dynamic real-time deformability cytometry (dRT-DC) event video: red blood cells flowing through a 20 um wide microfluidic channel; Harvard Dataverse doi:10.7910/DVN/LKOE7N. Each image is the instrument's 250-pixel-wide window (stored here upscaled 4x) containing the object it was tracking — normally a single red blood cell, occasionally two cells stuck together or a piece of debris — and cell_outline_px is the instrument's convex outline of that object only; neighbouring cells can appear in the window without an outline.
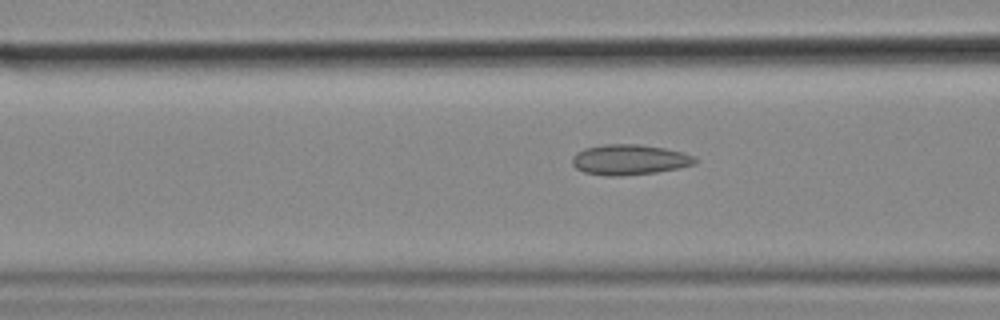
{"species": "common noctule bat (a hibernating species)", "species_latin": "Nyctalus noctula", "temperature_condition": "cold", "stored_images_in_passage": 10, "camera_frame_rate_fps": 3000, "um_per_image_px": 0.085, "animal": {"sex": "female", "body_mass_g": 18.4}, "frame": {"image": 1, "passage_image": 5, "time_ms": 1.333, "image_size_px": [1000, 320], "cell_outline_px": [[684, 164], [668, 168], [644, 172], [592, 172], [580, 168], [576, 164], [584, 152], [592, 148], [652, 148], [672, 152]], "centroid_in_image_um": [53.31, 13.6], "position_along_channel_um": 113.3, "area_um2": 15.49}}